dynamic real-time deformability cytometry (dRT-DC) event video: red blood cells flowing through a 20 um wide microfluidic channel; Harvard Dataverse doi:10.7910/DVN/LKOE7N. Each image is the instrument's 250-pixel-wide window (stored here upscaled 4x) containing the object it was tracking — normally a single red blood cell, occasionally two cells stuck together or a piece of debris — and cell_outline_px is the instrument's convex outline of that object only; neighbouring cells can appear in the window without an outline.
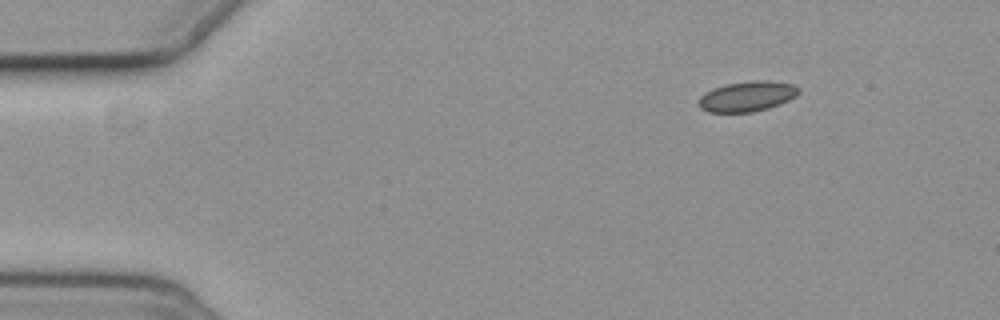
{"species": "common noctule bat (a hibernating species)", "species_latin": "Nyctalus noctula", "temperature_condition": "cold", "stored_images_in_passage": 3, "camera_frame_rate_fps": 3000, "um_per_image_px": 0.085, "animal": {"sex": "female", "body_mass_g": 19.3, "forearm_length_mm": 54.1}, "frame": {"image": 1, "passage_image": 1, "time_ms": 0.0, "image_size_px": [1000, 320], "cell_outline_px": [[800, 92], [796, 96], [780, 104], [768, 108], [752, 112], [708, 112], [700, 108], [700, 96], [704, 92], [712, 88], [724, 84], [752, 80], [768, 80], [792, 84], [800, 88]], "centroid_in_image_um": [63.51, 8.18], "position_along_channel_um": 21.5, "area_um2": 17.74}}